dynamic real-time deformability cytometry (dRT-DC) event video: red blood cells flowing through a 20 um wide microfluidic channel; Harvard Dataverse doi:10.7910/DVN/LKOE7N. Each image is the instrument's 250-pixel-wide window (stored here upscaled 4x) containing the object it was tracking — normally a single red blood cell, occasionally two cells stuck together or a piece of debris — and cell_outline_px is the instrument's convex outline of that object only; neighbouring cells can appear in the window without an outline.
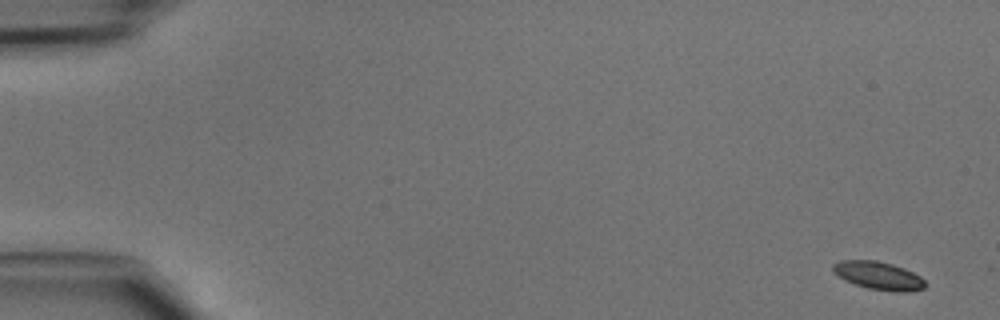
{"species": "common noctule bat (a hibernating species)", "species_latin": "Nyctalus noctula", "temperature_condition": "cold", "stored_images_in_passage": 10, "camera_frame_rate_fps": 3000, "um_per_image_px": 0.085, "animal": {"sex": "male", "body_mass_g": 15.6}, "frame": {"image": 1, "passage_image": 1, "time_ms": 0.0, "image_size_px": [1000, 320], "cell_outline_px": [[924, 288], [908, 292], [896, 292], [868, 288], [844, 280], [832, 272], [832, 264], [840, 260], [876, 260], [892, 264], [904, 268], [920, 276], [924, 280]], "centroid_in_image_um": [74.64, 23.42], "position_along_channel_um": 10.4, "area_um2": 15.09}}